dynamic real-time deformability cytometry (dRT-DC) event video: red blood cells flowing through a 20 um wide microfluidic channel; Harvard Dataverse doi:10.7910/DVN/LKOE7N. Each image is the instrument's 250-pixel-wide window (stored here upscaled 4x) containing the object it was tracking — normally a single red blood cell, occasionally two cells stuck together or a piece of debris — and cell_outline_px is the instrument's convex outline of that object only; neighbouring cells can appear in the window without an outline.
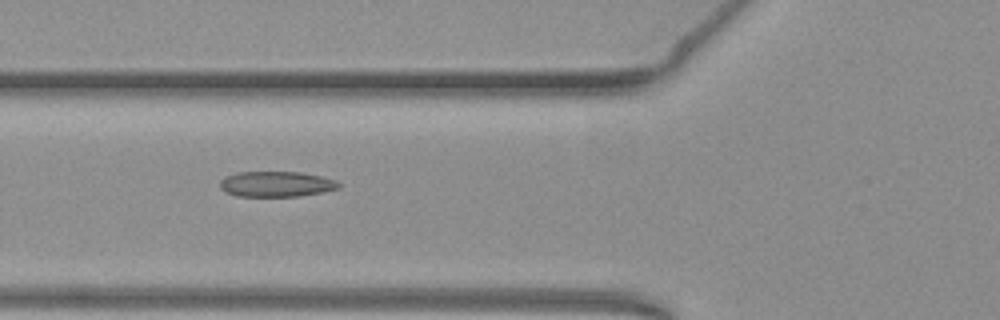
{"species": "common noctule bat (a hibernating species)", "species_latin": "Nyctalus noctula", "temperature_condition": "warm", "stored_images_in_passage": 38, "camera_frame_rate_fps": 3000, "um_per_image_px": 0.085, "animal": {"sex": "female", "body_mass_g": 19.3, "forearm_length_mm": 54.1}, "frame": {"image": 1, "passage_image": 5, "time_ms": 1.333, "image_size_px": [1000, 320], "cell_outline_px": [[340, 188], [324, 192], [300, 196], [236, 196], [224, 192], [220, 188], [220, 180], [224, 176], [236, 172], [300, 172], [320, 176], [336, 180], [340, 184]], "centroid_in_image_um": [23.46, 15.65], "position_along_channel_um": 102.3, "area_um2": 17.8}}
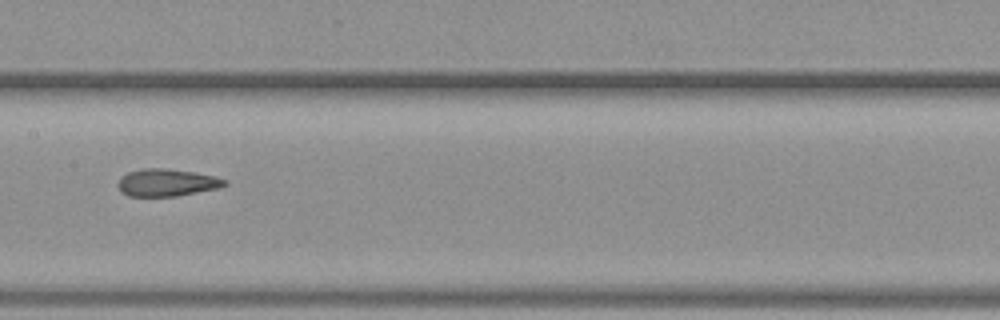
{"frame": {"image": 2, "passage_image": 12, "time_ms": 3.667, "image_size_px": [1000, 320], "cell_outline_px": [[228, 184], [220, 188], [176, 196], [128, 196], [120, 192], [116, 184], [120, 176], [128, 172], [144, 168], [164, 168], [192, 172], [216, 176], [228, 180]], "centroid_in_image_um": [14.16, 15.52], "position_along_channel_um": 193.2, "area_um2": 17.22}}
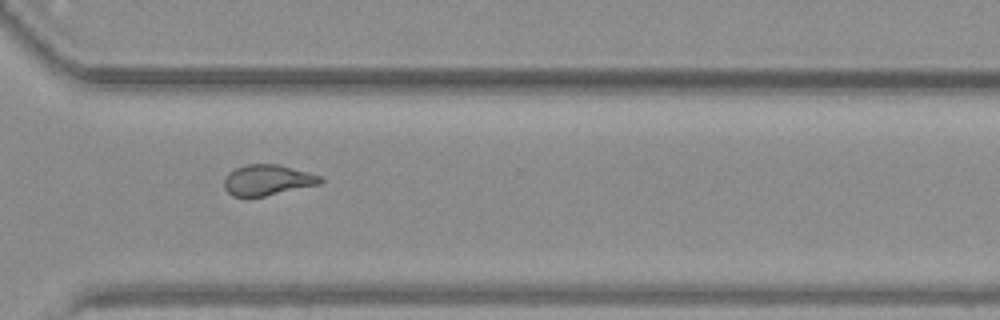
{"frame": {"image": 3, "passage_image": 24, "time_ms": 7.667, "image_size_px": [1000, 320], "cell_outline_px": [[324, 180], [320, 184], [264, 196], [232, 196], [224, 188], [224, 180], [228, 172], [236, 168], [248, 164], [280, 164], [320, 176]], "centroid_in_image_um": [22.72, 15.3], "position_along_channel_um": 347.9, "area_um2": 17.05}, "authors_computed_cell_mechanics": {"area_um2": 17.34, "velocity_mm_per_s": 3.8802, "shape_relaxation_time_tau1_ms": null, "shape_relaxation_time_tau2_ms": 1.8584, "deformation_change_tau1": null, "deformation_change_tau2": 0.0921}}